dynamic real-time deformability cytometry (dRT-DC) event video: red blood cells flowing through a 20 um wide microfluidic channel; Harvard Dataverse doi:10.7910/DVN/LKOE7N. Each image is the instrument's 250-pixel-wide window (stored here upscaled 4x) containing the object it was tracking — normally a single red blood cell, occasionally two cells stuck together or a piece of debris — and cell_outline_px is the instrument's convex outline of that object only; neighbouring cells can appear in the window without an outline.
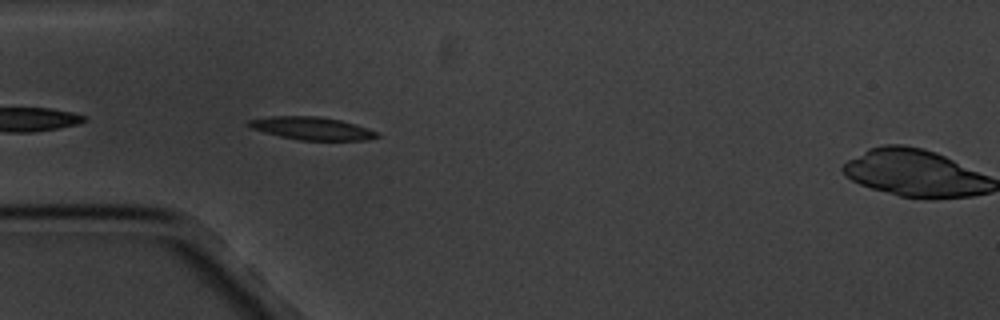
{"species": "common noctule bat (a hibernating species)", "species_latin": "Nyctalus noctula", "temperature_condition": "cold", "stored_images_in_passage": 6, "camera_frame_rate_fps": 3000, "um_per_image_px": 0.085, "animal": {"sex": "male", "body_mass_g": 20.1, "forearm_length_mm": 53.5}, "frame": {"image": 1, "passage_image": 5, "time_ms": 4.667, "image_size_px": [1000, 320], "cell_outline_px": [[380, 136], [368, 140], [300, 140], [280, 136], [264, 132], [252, 128], [248, 124], [248, 120], [272, 116], [316, 116], [340, 120], [356, 124], [380, 132]], "centroid_in_image_um": [26.57, 10.91], "position_along_channel_um": 58.4, "area_um2": 16.99}}